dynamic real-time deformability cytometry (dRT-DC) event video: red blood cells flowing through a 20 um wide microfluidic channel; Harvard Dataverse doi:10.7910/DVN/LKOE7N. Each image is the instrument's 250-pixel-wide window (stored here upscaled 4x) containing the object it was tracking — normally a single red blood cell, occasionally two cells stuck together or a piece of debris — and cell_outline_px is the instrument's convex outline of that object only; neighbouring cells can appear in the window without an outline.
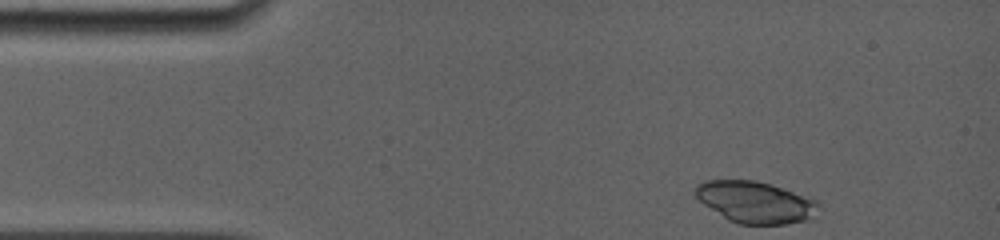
{"species": "common noctule bat (a hibernating species)", "species_latin": "Nyctalus noctula", "temperature_condition": "room temperature", "stored_images_in_passage": 15, "camera_frame_rate_fps": 5000, "um_per_image_px": 0.085, "animal": {"sex": "female", "body_mass_g": 19.0, "forearm_length_mm": 56.7}, "frame": {"image": 1, "passage_image": 1, "time_ms": 0.0, "image_size_px": [1000, 240], "cell_outline_px": [[820, 204], [816, 220], [788, 224], [740, 224], [728, 220], [704, 204], [696, 196], [692, 188], [696, 184], [704, 180], [756, 180], [772, 184], [784, 188], [816, 200]], "centroid_in_image_um": [64.26, 17.19], "position_along_channel_um": 20.7, "area_um2": 30.46}}